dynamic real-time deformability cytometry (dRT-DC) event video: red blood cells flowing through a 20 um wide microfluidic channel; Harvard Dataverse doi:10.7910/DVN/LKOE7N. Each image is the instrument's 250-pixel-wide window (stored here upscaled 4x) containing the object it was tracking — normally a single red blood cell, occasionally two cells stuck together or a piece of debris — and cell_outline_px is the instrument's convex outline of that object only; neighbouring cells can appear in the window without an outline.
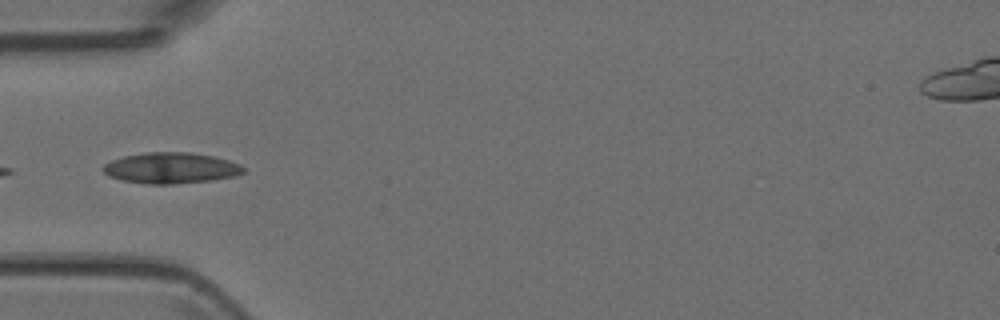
{"species": "Egyptian fruit bat (a non-hibernating species)", "species_latin": "Rousettus aegyptiacus", "temperature_condition": "room temperature", "stored_images_in_passage": 4, "camera_frame_rate_fps": 3000, "um_per_image_px": 0.085, "animal": {"sex": "female"}, "frame": {"image": 1, "passage_image": 3, "time_ms": 3.333, "image_size_px": [1000, 320], "cell_outline_px": [[244, 172], [236, 176], [212, 180], [172, 184], [148, 184], [120, 180], [108, 176], [100, 168], [104, 164], [112, 160], [124, 156], [144, 152], [188, 152], [212, 156], [228, 160], [240, 164], [244, 168]], "centroid_in_image_um": [14.5, 14.28], "position_along_channel_um": 70.5, "area_um2": 25.37}}
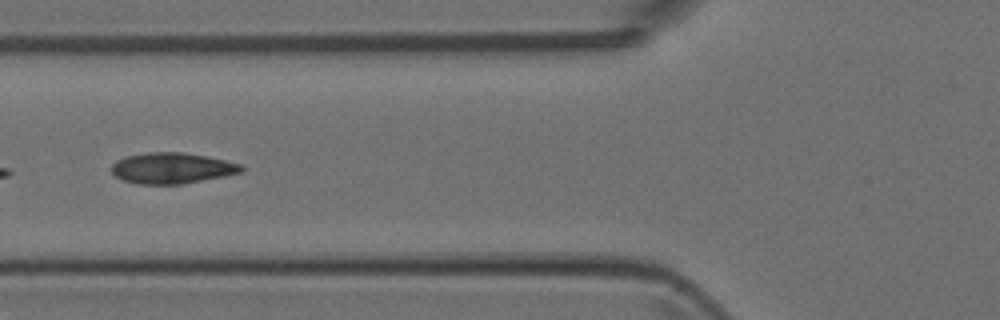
{"frame": {"image": 2, "passage_image": 4, "time_ms": 4.333, "image_size_px": [1000, 320], "cell_outline_px": [[244, 172], [224, 176], [180, 184], [140, 184], [120, 180], [112, 172], [112, 164], [116, 160], [124, 156], [148, 152], [184, 152], [224, 160], [240, 164], [244, 168]], "centroid_in_image_um": [14.58, 14.29], "position_along_channel_um": 111.2, "area_um2": 23.35}}